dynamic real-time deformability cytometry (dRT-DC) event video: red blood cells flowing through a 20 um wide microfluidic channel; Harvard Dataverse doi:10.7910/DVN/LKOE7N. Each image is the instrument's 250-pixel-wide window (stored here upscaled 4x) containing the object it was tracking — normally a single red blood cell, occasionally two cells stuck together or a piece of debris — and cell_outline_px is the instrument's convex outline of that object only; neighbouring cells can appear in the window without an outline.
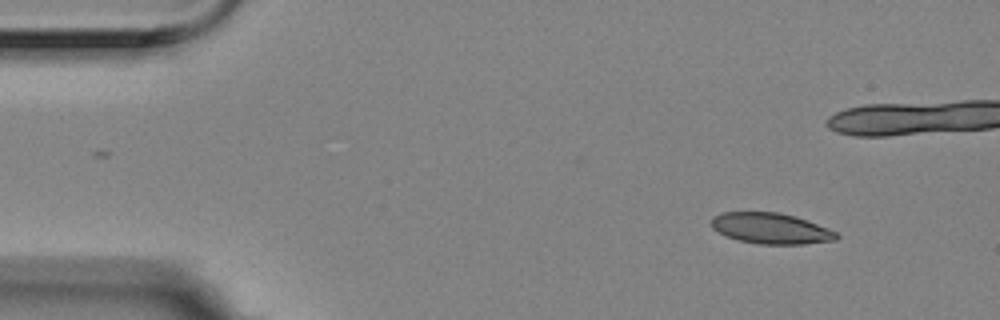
{"species": "Egyptian fruit bat (a non-hibernating species)", "species_latin": "Rousettus aegyptiacus", "temperature_condition": "room temperature", "stored_images_in_passage": 6, "camera_frame_rate_fps": 3000, "um_per_image_px": 0.085, "animal": {"sex": "female"}, "frame": {"image": 1, "passage_image": 1, "time_ms": 0.0, "image_size_px": [1000, 320], "cell_outline_px": [[840, 236], [836, 240], [804, 244], [760, 244], [740, 240], [724, 236], [712, 228], [712, 216], [724, 212], [776, 212], [796, 216], [808, 220], [836, 232]], "centroid_in_image_um": [65.52, 19.41], "position_along_channel_um": 19.5, "area_um2": 22.48}}